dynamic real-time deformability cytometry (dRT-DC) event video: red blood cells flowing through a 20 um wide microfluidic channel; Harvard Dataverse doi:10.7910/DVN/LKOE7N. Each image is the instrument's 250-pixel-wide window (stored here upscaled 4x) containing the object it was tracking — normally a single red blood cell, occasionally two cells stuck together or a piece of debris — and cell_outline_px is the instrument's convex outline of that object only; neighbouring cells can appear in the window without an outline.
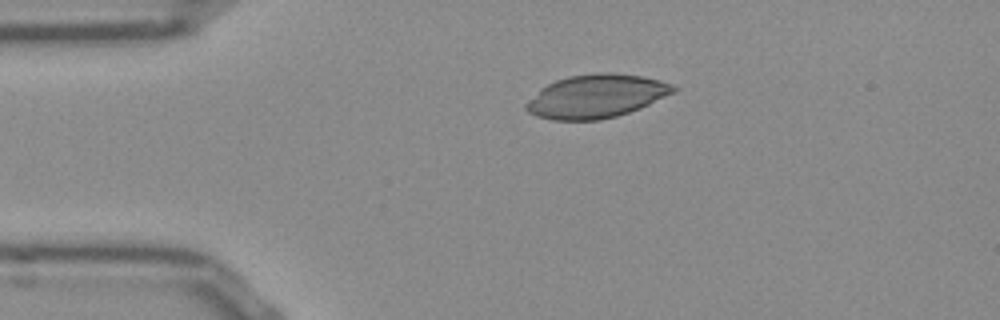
{"species": "Egyptian fruit bat (a non-hibernating species)", "species_latin": "Rousettus aegyptiacus", "temperature_condition": "room temperature", "stored_images_in_passage": 42, "camera_frame_rate_fps": 3000, "um_per_image_px": 0.085, "frame": {"image": 1, "passage_image": 1, "time_ms": 0.0, "image_size_px": [1000, 320], "cell_outline_px": [[680, 88], [676, 92], [640, 108], [616, 116], [600, 120], [552, 120], [536, 116], [528, 112], [524, 108], [524, 104], [540, 88], [556, 80], [568, 76], [596, 72], [612, 72], [640, 76], [660, 80], [672, 84]], "centroid_in_image_um": [50.68, 8.17], "position_along_channel_um": 34.3, "area_um2": 37.51}}
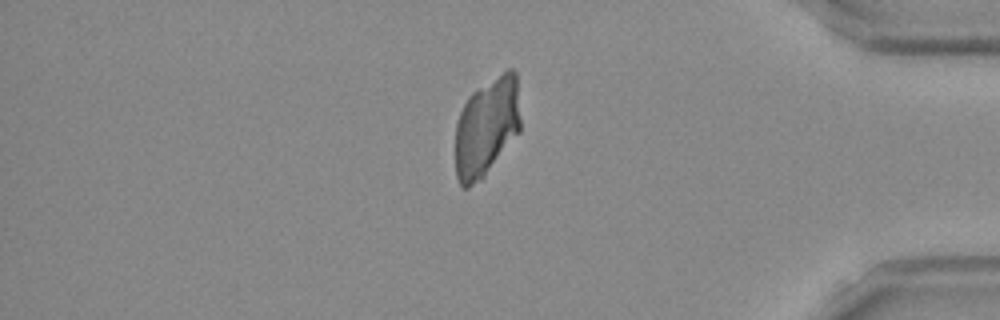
{"frame": {"image": 2, "passage_image": 34, "time_ms": 11.0, "image_size_px": [1000, 320], "cell_outline_px": [[520, 132], [484, 176], [480, 180], [468, 188], [464, 188], [460, 184], [456, 176], [456, 124], [460, 112], [468, 96], [472, 92], [508, 68], [512, 68], [516, 72], [520, 120]], "centroid_in_image_um": [41.37, 10.79], "position_along_channel_um": 393.8, "area_um2": 37.45}}
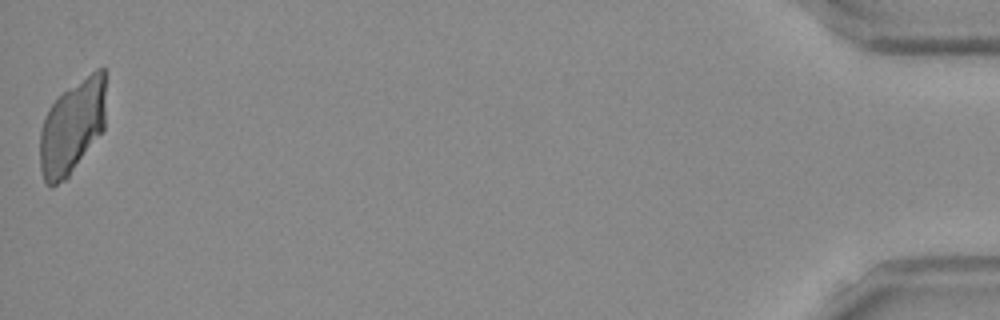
{"frame": {"image": 3, "passage_image": 42, "time_ms": 13.667, "image_size_px": [1000, 320], "cell_outline_px": [[104, 128], [68, 180], [52, 188], [44, 184], [40, 168], [40, 132], [44, 116], [52, 104], [64, 92], [96, 68], [104, 68]], "centroid_in_image_um": [6.1, 10.89], "position_along_channel_um": 429.1, "area_um2": 36.3}}